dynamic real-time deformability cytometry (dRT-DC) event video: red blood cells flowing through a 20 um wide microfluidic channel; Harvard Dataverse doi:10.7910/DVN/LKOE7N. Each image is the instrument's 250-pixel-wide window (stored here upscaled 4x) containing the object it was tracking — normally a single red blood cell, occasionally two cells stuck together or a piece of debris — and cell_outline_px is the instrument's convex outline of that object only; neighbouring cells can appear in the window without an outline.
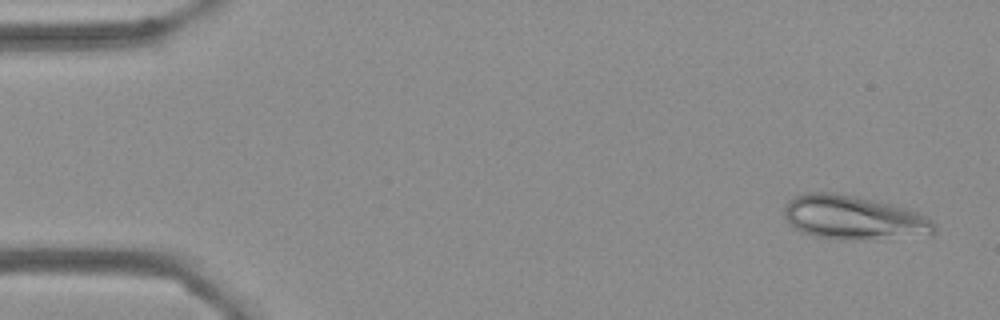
{"species": "Egyptian fruit bat (a non-hibernating species)", "species_latin": "Rousettus aegyptiacus", "temperature_condition": "cold", "stored_images_in_passage": 4, "camera_frame_rate_fps": 3000, "um_per_image_px": 0.085, "frame": {"image": 1, "passage_image": 1, "time_ms": 0.0, "image_size_px": [1000, 320], "cell_outline_px": [[936, 232], [932, 236], [844, 240], [840, 240], [816, 236], [804, 232], [796, 228], [784, 216], [784, 208], [788, 200], [804, 192], [832, 192], [872, 200], [904, 208], [916, 212], [932, 220], [936, 224]], "centroid_in_image_um": [72.59, 18.51], "position_along_channel_um": 12.4, "area_um2": 38.32}}